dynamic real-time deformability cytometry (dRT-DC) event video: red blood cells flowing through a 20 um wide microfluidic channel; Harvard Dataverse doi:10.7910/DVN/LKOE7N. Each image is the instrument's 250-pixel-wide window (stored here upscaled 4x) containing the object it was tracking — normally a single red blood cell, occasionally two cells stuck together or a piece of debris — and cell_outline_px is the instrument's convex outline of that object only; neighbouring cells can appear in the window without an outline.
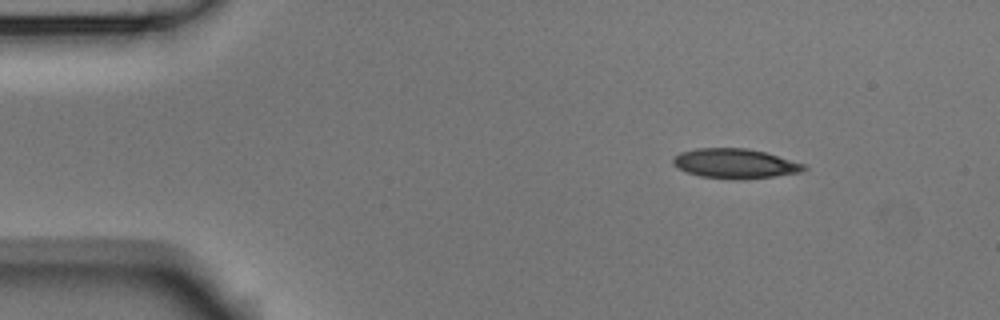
{"species": "Egyptian fruit bat (a non-hibernating species)", "species_latin": "Rousettus aegyptiacus", "temperature_condition": "room temperature", "stored_images_in_passage": 4, "camera_frame_rate_fps": 3000, "um_per_image_px": 0.085, "animal": {"sex": "male"}, "frame": {"image": 1, "passage_image": 1, "time_ms": 0.0, "image_size_px": [1000, 320], "cell_outline_px": [[808, 168], [800, 172], [776, 176], [744, 180], [740, 180], [700, 176], [676, 168], [672, 164], [672, 156], [680, 152], [696, 148], [748, 148], [764, 152], [808, 164]], "centroid_in_image_um": [62.48, 13.9], "position_along_channel_um": 22.5, "area_um2": 23.0}}
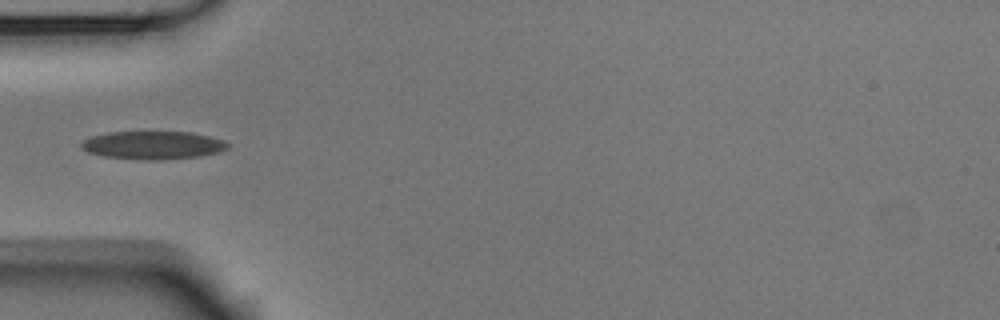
{"frame": {"image": 2, "passage_image": 4, "time_ms": 1.0, "image_size_px": [1000, 320], "cell_outline_px": [[228, 148], [220, 152], [200, 156], [160, 160], [140, 160], [104, 156], [88, 152], [80, 144], [88, 136], [108, 132], [192, 132], [224, 140], [228, 144]], "centroid_in_image_um": [13.0, 12.34], "position_along_channel_um": 72.0, "area_um2": 24.04}}